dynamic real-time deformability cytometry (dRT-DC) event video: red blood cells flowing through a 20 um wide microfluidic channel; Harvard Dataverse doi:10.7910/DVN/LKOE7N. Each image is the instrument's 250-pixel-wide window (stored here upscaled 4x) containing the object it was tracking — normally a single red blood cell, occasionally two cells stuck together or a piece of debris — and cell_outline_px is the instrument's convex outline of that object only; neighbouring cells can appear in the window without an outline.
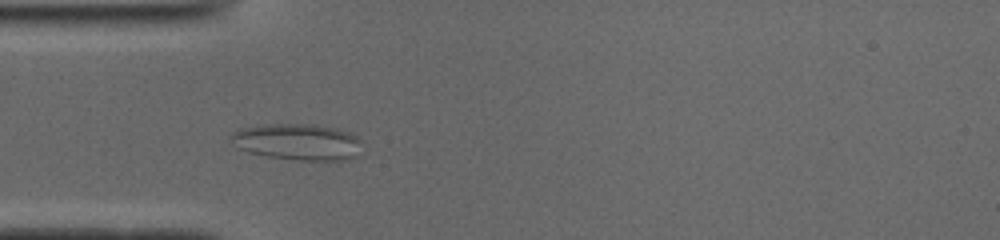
{"species": "common noctule bat (a hibernating species)", "species_latin": "Nyctalus noctula", "temperature_condition": "cold", "stored_images_in_passage": 37, "camera_frame_rate_fps": 3000, "um_per_image_px": 0.085, "animal": {"sex": "male", "body_mass_g": 19.0, "forearm_length_mm": 50.8}, "frame": {"image": 1, "passage_image": 6, "time_ms": 1.667, "image_size_px": [1000, 240], "cell_outline_px": [[360, 140], [356, 156], [348, 160], [296, 160], [268, 156], [248, 152], [240, 148], [232, 136], [232, 132], [240, 128], [264, 124], [316, 124], [336, 128], [352, 132]], "centroid_in_image_um": [25.34, 12.05], "position_along_channel_um": 59.7, "area_um2": 27.57}}
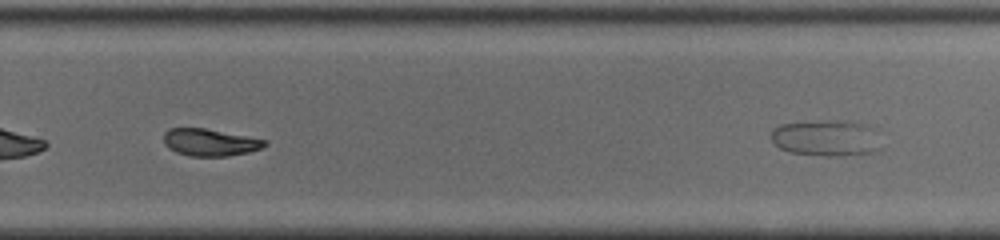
{"frame": {"image": 2, "passage_image": 22, "time_ms": 7.0, "image_size_px": [1000, 240], "cell_outline_px": [[268, 144], [260, 148], [248, 152], [228, 156], [188, 156], [176, 152], [168, 148], [164, 144], [164, 132], [168, 128], [204, 128], [268, 140]], "centroid_in_image_um": [17.82, 12.1], "position_along_channel_um": 312.0, "area_um2": 16.01}, "authors_computed_cell_mechanics": {"area_um2": 17.1088, "velocity_mm_per_s": 3.9029, "shape_relaxation_time_tau1_ms": 2.3911, "shape_relaxation_time_tau2_ms": 6.7971, "deformation_change_tau1": 0.0898, "deformation_change_tau2": 0.096}}